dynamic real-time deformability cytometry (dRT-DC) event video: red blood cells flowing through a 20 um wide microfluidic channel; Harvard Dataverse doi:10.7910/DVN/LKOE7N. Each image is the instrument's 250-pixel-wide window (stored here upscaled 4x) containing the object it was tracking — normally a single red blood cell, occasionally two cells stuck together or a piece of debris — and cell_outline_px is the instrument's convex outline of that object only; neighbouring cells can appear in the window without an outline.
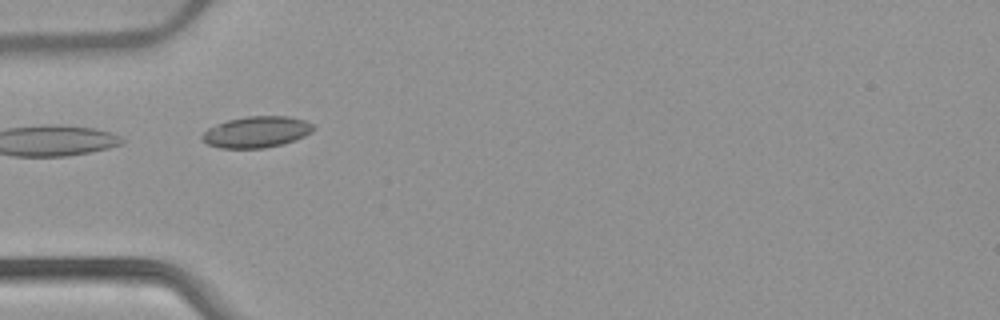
{"species": "common noctule bat (a hibernating species)", "species_latin": "Nyctalus noctula", "temperature_condition": "warm", "stored_images_in_passage": 5, "camera_frame_rate_fps": 3000, "um_per_image_px": 0.085, "animal": {"sex": "female", "body_mass_g": 22.7, "forearm_length_mm": 54.2}, "frame": {"image": 1, "passage_image": 1, "time_ms": 0.0, "image_size_px": [1000, 320], "cell_outline_px": [[316, 128], [312, 132], [304, 136], [284, 144], [264, 148], [220, 148], [208, 144], [200, 136], [208, 128], [228, 120], [248, 116], [288, 116], [304, 120], [312, 124]], "centroid_in_image_um": [21.83, 11.22], "position_along_channel_um": 63.2, "area_um2": 20.17}}